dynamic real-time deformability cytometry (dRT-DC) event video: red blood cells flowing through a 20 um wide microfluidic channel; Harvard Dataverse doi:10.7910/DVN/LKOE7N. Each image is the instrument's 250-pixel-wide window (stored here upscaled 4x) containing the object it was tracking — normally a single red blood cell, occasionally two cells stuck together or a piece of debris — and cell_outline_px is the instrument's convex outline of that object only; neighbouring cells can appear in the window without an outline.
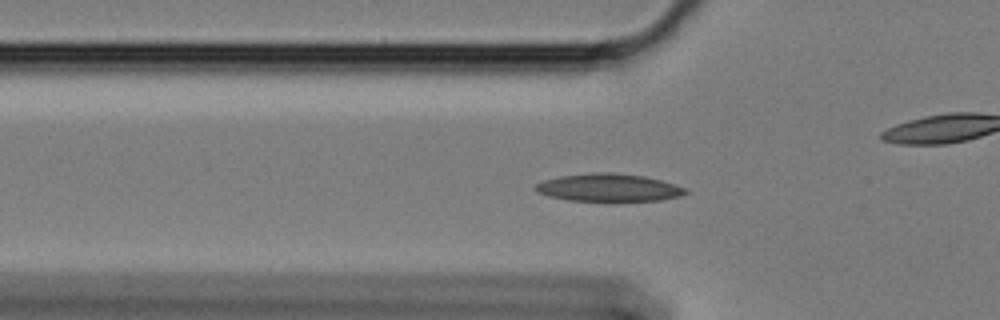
{"species": "Egyptian fruit bat (a non-hibernating species)", "species_latin": "Rousettus aegyptiacus", "temperature_condition": "cold", "stored_images_in_passage": 44, "camera_frame_rate_fps": 3000, "um_per_image_px": 0.085, "animal": {"sex": "female"}, "frame": {"image": 1, "passage_image": 4, "time_ms": 1.0, "image_size_px": [1000, 320], "cell_outline_px": [[688, 192], [680, 196], [660, 200], [616, 204], [568, 200], [548, 196], [536, 192], [532, 188], [536, 184], [544, 180], [560, 176], [592, 172], [612, 172], [644, 176], [660, 180], [688, 188]], "centroid_in_image_um": [51.74, 15.99], "position_along_channel_um": 74.1, "area_um2": 25.43}}
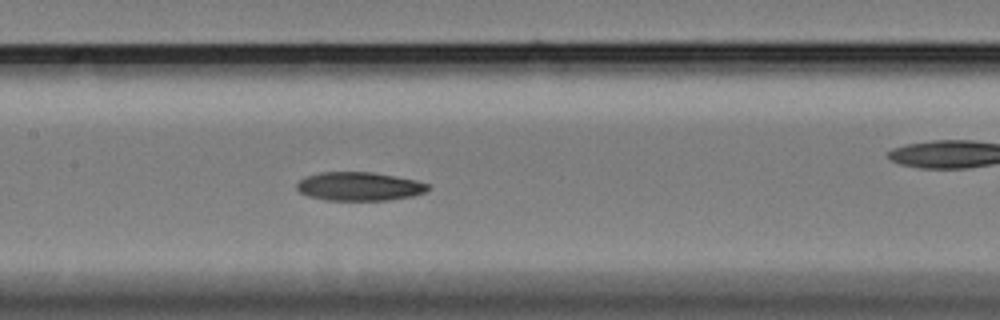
{"frame": {"image": 2, "passage_image": 13, "time_ms": 4.0, "image_size_px": [1000, 320], "cell_outline_px": [[432, 188], [424, 192], [412, 196], [388, 200], [324, 200], [308, 196], [300, 192], [296, 188], [296, 184], [304, 176], [320, 172], [372, 172], [396, 176], [416, 180], [428, 184]], "centroid_in_image_um": [30.52, 15.84], "position_along_channel_um": 176.9, "area_um2": 22.02}}
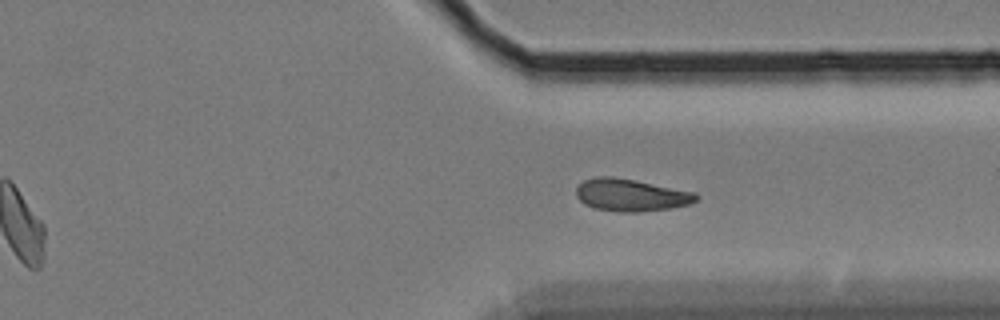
{"frame": {"image": 3, "passage_image": 29, "time_ms": 9.333, "image_size_px": [1000, 320], "cell_outline_px": [[700, 196], [696, 200], [688, 204], [668, 208], [640, 212], [616, 212], [596, 208], [584, 204], [576, 196], [576, 188], [584, 180], [596, 176], [612, 176], [696, 192]], "centroid_in_image_um": [53.61, 16.58], "position_along_channel_um": 357.8, "area_um2": 22.48}}